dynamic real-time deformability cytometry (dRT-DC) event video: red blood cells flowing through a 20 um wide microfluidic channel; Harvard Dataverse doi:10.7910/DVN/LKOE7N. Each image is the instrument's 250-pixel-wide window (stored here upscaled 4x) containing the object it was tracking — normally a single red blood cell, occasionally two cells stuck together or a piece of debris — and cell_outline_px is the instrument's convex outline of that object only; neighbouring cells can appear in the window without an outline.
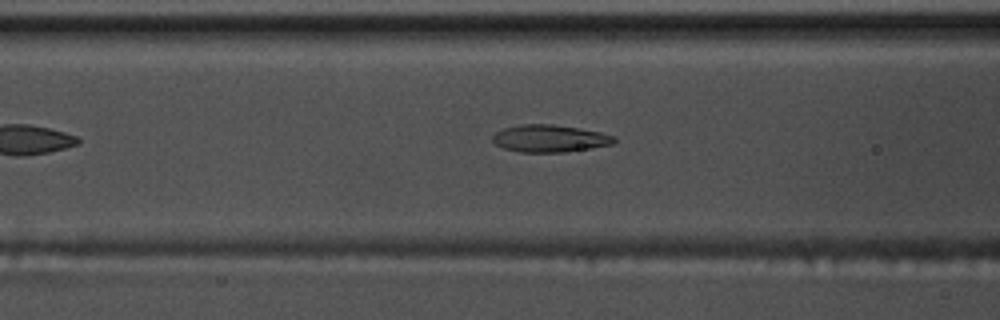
{"species": "common noctule bat (a hibernating species)", "species_latin": "Nyctalus noctula", "temperature_condition": "warm", "stored_images_in_passage": 43, "camera_frame_rate_fps": 3000, "um_per_image_px": 0.085, "animal": {"sex": "male", "body_mass_g": 17.5, "forearm_length_mm": 52.3}, "frame": {"image": 1, "passage_image": 13, "time_ms": 4.0, "image_size_px": [1000, 320], "cell_outline_px": [[616, 140], [612, 144], [592, 148], [564, 152], [520, 152], [504, 148], [496, 144], [492, 140], [492, 136], [496, 132], [504, 128], [520, 124], [552, 124], [600, 132], [616, 136]], "centroid_in_image_um": [46.72, 11.77], "position_along_channel_um": 119.9, "area_um2": 19.25}}
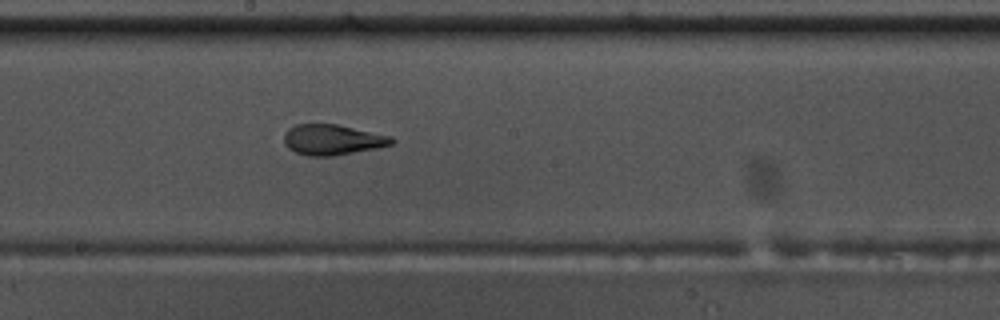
{"frame": {"image": 2, "passage_image": 21, "time_ms": 6.667, "image_size_px": [1000, 320], "cell_outline_px": [[396, 140], [392, 144], [376, 148], [332, 156], [308, 156], [296, 152], [288, 148], [284, 144], [284, 132], [288, 128], [296, 124], [336, 124], [392, 136]], "centroid_in_image_um": [28.24, 11.87], "position_along_channel_um": 220.0, "area_um2": 19.13}}
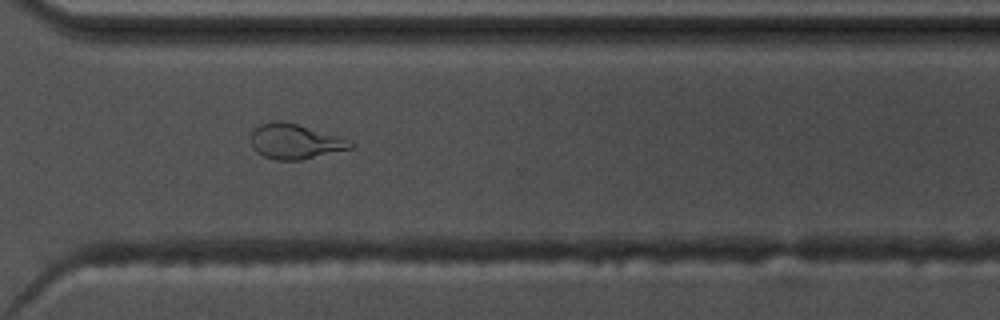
{"frame": {"image": 3, "passage_image": 31, "time_ms": 10.0, "image_size_px": [1000, 320], "cell_outline_px": [[356, 144], [352, 148], [300, 160], [276, 160], [264, 156], [256, 152], [252, 148], [252, 132], [260, 124], [276, 120], [280, 120], [296, 124], [340, 136], [352, 140]], "centroid_in_image_um": [25.11, 12.02], "position_along_channel_um": 345.5, "area_um2": 20.29}, "authors_computed_cell_mechanics": {"area_um2": 19.3052, "velocity_mm_per_s": 3.7666, "shape_relaxation_time_tau1_ms": 7.3385, "shape_relaxation_time_tau2_ms": 1.0297, "deformation_change_tau1": 0.2495, "deformation_change_tau2": 0.0808}}